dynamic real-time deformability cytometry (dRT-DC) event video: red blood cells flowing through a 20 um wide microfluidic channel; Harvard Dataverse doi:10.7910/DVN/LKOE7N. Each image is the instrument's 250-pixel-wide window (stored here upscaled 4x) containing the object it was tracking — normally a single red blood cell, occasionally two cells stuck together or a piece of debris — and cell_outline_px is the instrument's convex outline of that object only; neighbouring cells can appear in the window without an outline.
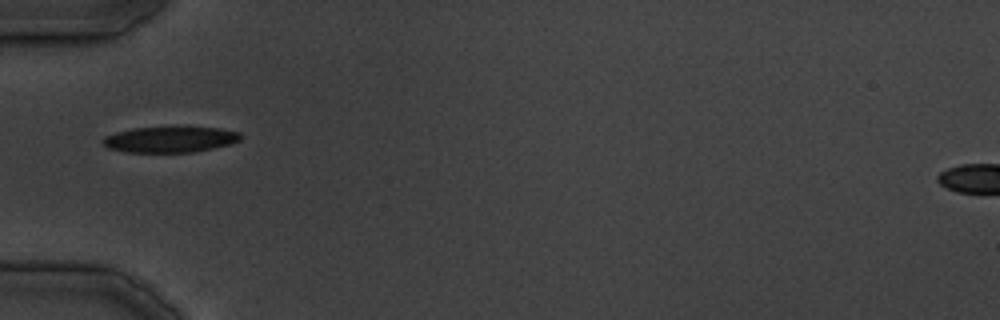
{"species": "common noctule bat (a hibernating species)", "species_latin": "Nyctalus noctula", "temperature_condition": "cold", "stored_images_in_passage": 25, "camera_frame_rate_fps": 3000, "um_per_image_px": 0.085, "animal": {"sex": "male", "body_mass_g": 19.5, "forearm_length_mm": 54.6}, "frame": {"image": 1, "passage_image": 1, "time_ms": 0.0, "image_size_px": [1000, 320], "cell_outline_px": [[240, 140], [228, 144], [212, 148], [192, 152], [124, 152], [108, 148], [100, 140], [104, 136], [116, 132], [132, 128], [176, 124], [184, 124], [220, 128], [240, 132]], "centroid_in_image_um": [14.44, 11.79], "position_along_channel_um": 70.6, "area_um2": 21.79}}
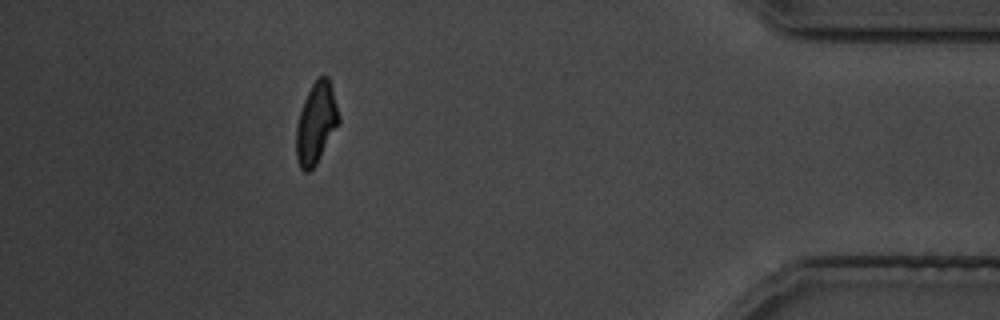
{"frame": {"image": 2, "passage_image": 22, "time_ms": 26.0, "image_size_px": [1000, 320], "cell_outline_px": [[340, 120], [316, 164], [308, 172], [304, 172], [300, 168], [296, 156], [296, 128], [300, 112], [304, 100], [312, 84], [320, 76], [328, 76], [332, 88], [340, 116]], "centroid_in_image_um": [26.86, 10.47], "position_along_channel_um": 408.3, "area_um2": 19.77}}